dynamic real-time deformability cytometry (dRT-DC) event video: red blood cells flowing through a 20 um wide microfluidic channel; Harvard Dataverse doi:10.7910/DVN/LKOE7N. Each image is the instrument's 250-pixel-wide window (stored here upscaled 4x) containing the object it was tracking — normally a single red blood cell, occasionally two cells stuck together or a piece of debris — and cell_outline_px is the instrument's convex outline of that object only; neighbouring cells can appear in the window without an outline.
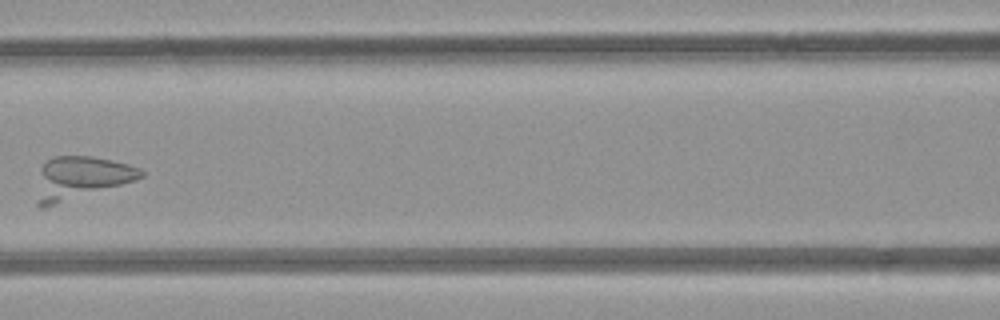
{"species": "common noctule bat (a hibernating species)", "species_latin": "Nyctalus noctula", "temperature_condition": "room temperature", "stored_images_in_passage": 8, "camera_frame_rate_fps": 3000, "um_per_image_px": 0.085, "animal": {"sex": "female", "body_mass_g": 21.9}, "frame": {"image": 1, "passage_image": 7, "time_ms": 8.0, "image_size_px": [1000, 320], "cell_outline_px": [[144, 176], [136, 180], [44, 208], [40, 208], [36, 204], [36, 200], [40, 168], [44, 160], [52, 156], [92, 156], [112, 160], [128, 164], [140, 168], [144, 172]], "centroid_in_image_um": [6.82, 15.11], "position_along_channel_um": 159.8, "area_um2": 26.07}}
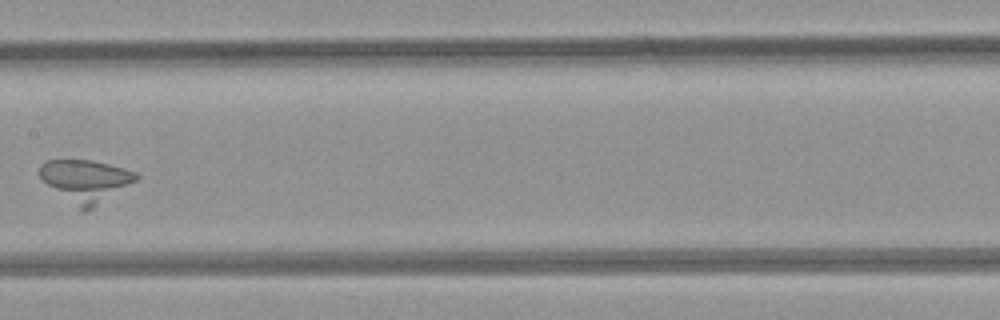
{"frame": {"image": 2, "passage_image": 8, "time_ms": 9.0, "image_size_px": [1000, 320], "cell_outline_px": [[140, 176], [136, 180], [92, 208], [84, 212], [80, 212], [40, 180], [40, 164], [44, 160], [92, 160], [124, 168], [136, 172]], "centroid_in_image_um": [7.22, 15.38], "position_along_channel_um": 200.2, "area_um2": 23.87}}